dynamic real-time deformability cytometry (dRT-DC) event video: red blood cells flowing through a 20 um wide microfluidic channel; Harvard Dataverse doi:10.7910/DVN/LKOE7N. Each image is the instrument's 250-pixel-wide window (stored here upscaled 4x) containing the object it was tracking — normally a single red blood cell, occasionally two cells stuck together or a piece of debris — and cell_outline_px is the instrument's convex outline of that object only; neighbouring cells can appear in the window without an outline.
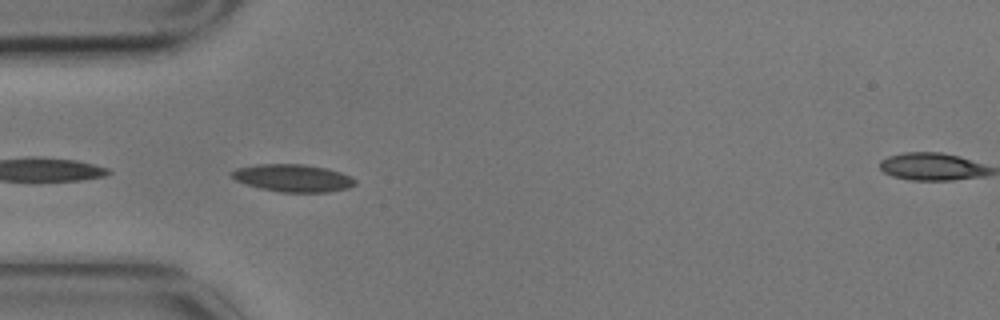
{"species": "common noctule bat (a hibernating species)", "species_latin": "Nyctalus noctula", "temperature_condition": "cold", "stored_images_in_passage": 1, "camera_frame_rate_fps": 3000, "um_per_image_px": 0.085, "animal": {"sex": "male", "body_mass_g": 17.9}, "frame": {"image": 1, "passage_image": 1, "time_ms": 0.0, "image_size_px": [1000, 320], "cell_outline_px": [[356, 184], [348, 188], [328, 192], [280, 192], [260, 188], [236, 180], [232, 176], [232, 172], [236, 168], [256, 164], [304, 164], [328, 168], [352, 176], [356, 180]], "centroid_in_image_um": [24.95, 15.13], "position_along_channel_um": 60.1, "area_um2": 19.77}}